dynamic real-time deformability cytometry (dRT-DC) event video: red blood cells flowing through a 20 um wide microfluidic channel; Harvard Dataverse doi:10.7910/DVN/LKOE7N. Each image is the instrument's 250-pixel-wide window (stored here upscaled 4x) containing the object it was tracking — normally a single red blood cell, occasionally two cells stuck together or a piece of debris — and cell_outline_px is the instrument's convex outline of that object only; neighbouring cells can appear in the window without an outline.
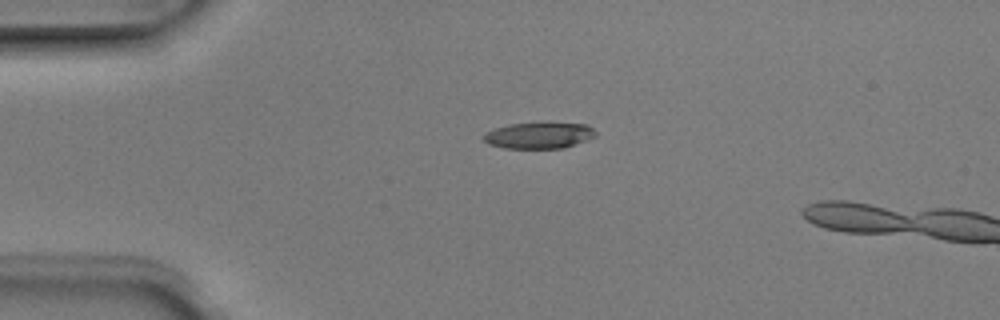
{"species": "Egyptian fruit bat (a non-hibernating species)", "species_latin": "Rousettus aegyptiacus", "temperature_condition": "room temperature", "stored_images_in_passage": 2, "camera_frame_rate_fps": 3000, "um_per_image_px": 0.085, "animal": {"sex": "male"}, "frame": {"image": 1, "passage_image": 1, "time_ms": 0.0, "image_size_px": [1000, 320], "cell_outline_px": [[596, 136], [564, 148], [504, 148], [488, 144], [484, 140], [484, 136], [488, 132], [496, 128], [508, 124], [588, 124], [596, 132]], "centroid_in_image_um": [45.82, 11.53], "position_along_channel_um": 39.2, "area_um2": 16.59}}